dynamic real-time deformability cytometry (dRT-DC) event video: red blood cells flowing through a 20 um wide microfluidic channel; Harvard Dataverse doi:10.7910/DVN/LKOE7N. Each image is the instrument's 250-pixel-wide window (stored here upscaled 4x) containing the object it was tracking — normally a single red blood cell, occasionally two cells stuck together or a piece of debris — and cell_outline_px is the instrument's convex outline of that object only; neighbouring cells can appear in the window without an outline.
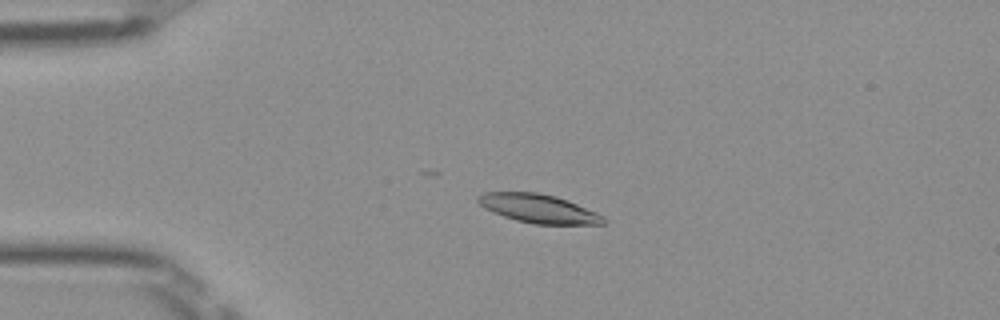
{"species": "Egyptian fruit bat (a non-hibernating species)", "species_latin": "Rousettus aegyptiacus", "temperature_condition": "room temperature", "stored_images_in_passage": 44, "camera_frame_rate_fps": 3000, "um_per_image_px": 0.085, "frame": {"image": 1, "passage_image": 13, "time_ms": 4.0, "image_size_px": [1000, 320], "cell_outline_px": [[608, 220], [604, 224], [536, 224], [516, 220], [504, 216], [484, 208], [476, 200], [476, 196], [484, 192], [536, 192], [556, 196], [568, 200], [596, 212], [604, 216]], "centroid_in_image_um": [45.78, 17.72], "position_along_channel_um": 39.2, "area_um2": 20.98}}
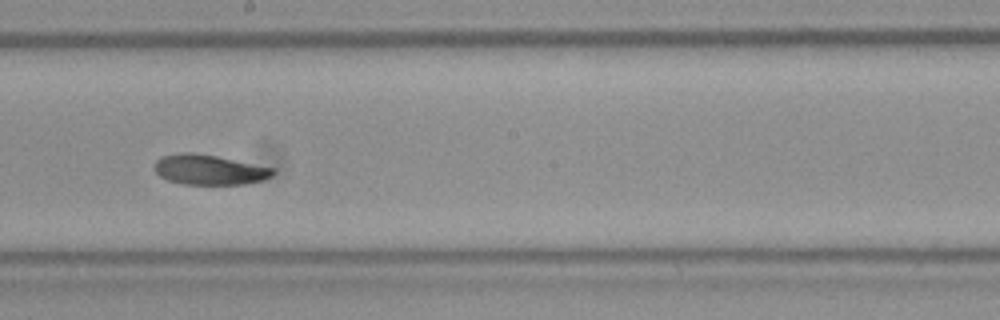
{"frame": {"image": 2, "passage_image": 30, "time_ms": 9.667, "image_size_px": [1000, 320], "cell_outline_px": [[276, 172], [272, 176], [264, 180], [244, 184], [184, 184], [168, 180], [160, 176], [152, 168], [156, 160], [160, 156], [180, 152], [192, 152], [216, 156], [276, 168]], "centroid_in_image_um": [17.79, 14.42], "position_along_channel_um": 230.4, "area_um2": 20.98}}
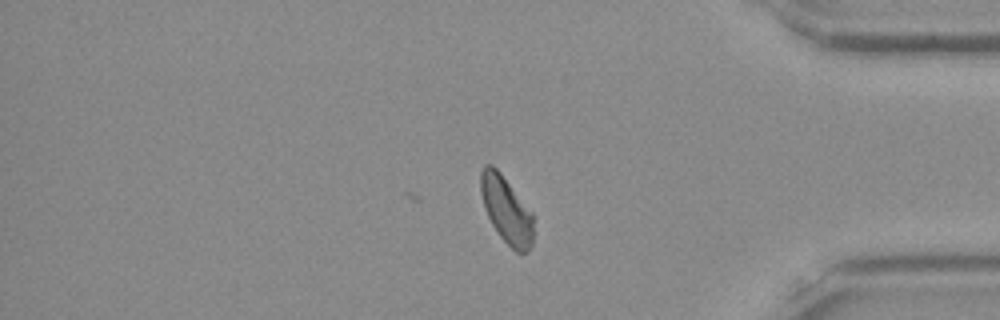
{"frame": {"image": 3, "passage_image": 44, "time_ms": 14.333, "image_size_px": [1000, 320], "cell_outline_px": [[532, 244], [528, 252], [516, 252], [500, 236], [492, 224], [484, 208], [480, 192], [480, 172], [484, 164], [492, 164], [500, 172], [532, 212]], "centroid_in_image_um": [43.01, 17.81], "position_along_channel_um": 392.2, "area_um2": 20.35}, "authors_computed_cell_mechanics": {"area_um2": 21.097, "velocity_mm_per_s": 3.9564, "shape_relaxation_time_tau1_ms": 3.9936, "shape_relaxation_time_tau2_ms": null, "deformation_change_tau1": 0.1087, "deformation_change_tau2": null}}